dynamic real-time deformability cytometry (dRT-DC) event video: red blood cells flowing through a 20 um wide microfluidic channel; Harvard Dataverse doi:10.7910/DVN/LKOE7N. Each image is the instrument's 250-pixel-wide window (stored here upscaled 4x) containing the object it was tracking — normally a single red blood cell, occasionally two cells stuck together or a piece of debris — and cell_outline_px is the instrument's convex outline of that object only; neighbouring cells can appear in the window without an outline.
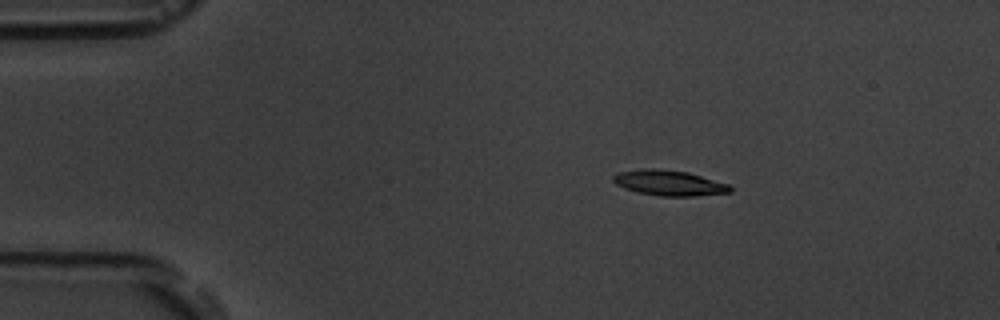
{"species": "common noctule bat (a hibernating species)", "species_latin": "Nyctalus noctula", "temperature_condition": "room temperature", "stored_images_in_passage": 4, "camera_frame_rate_fps": 3000, "um_per_image_px": 0.085, "animal": {"sex": "male", "body_mass_g": 19.5, "forearm_length_mm": 54.6}, "frame": {"image": 1, "passage_image": 2, "time_ms": 1.0, "image_size_px": [1000, 320], "cell_outline_px": [[732, 192], [692, 196], [660, 196], [640, 192], [624, 188], [616, 184], [612, 180], [612, 176], [616, 172], [648, 168], [652, 168], [688, 172], [728, 184], [732, 188]], "centroid_in_image_um": [56.85, 15.54], "position_along_channel_um": 28.1, "area_um2": 17.17}}